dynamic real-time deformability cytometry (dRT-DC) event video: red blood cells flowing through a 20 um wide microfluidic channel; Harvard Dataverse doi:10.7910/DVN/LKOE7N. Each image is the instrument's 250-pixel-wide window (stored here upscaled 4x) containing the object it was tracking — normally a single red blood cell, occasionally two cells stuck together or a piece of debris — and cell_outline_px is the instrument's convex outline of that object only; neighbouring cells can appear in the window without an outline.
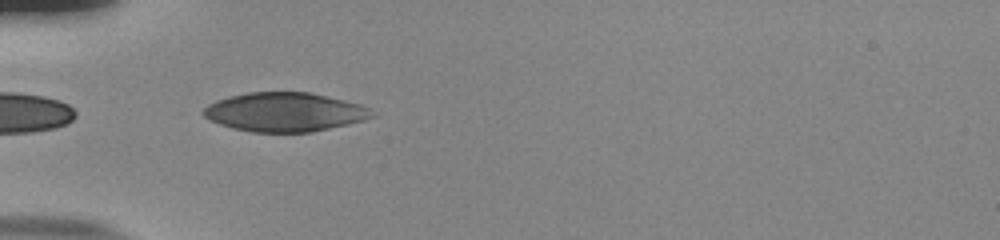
{"species": "human", "species_latin": "Homo sapiens", "temperature_condition": "room temperature", "stored_images_in_passage": 37, "camera_frame_rate_fps": 3000, "um_per_image_px": 0.085, "donor": {"sex": "male"}, "frame": {"image": 1, "passage_image": 1, "time_ms": 0.0, "image_size_px": [1000, 240], "cell_outline_px": [[376, 116], [364, 120], [348, 124], [312, 132], [252, 132], [232, 128], [220, 124], [196, 112], [208, 104], [216, 100], [228, 96], [248, 92], [308, 92], [344, 100], [360, 104], [368, 108]], "centroid_in_image_um": [24.14, 9.52], "position_along_channel_um": 60.9, "area_um2": 38.44}}
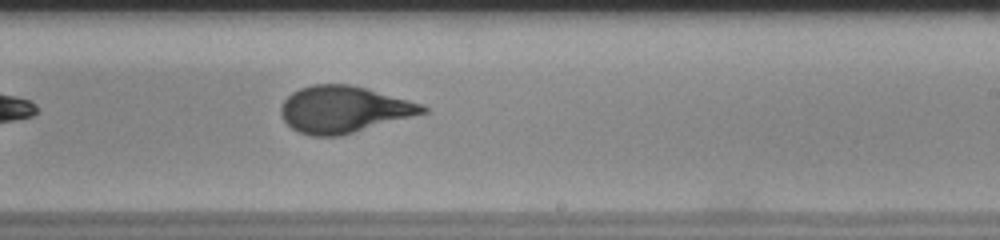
{"frame": {"image": 2, "passage_image": 17, "time_ms": 5.333, "image_size_px": [1000, 240], "cell_outline_px": [[428, 112], [340, 136], [312, 136], [300, 132], [292, 128], [280, 116], [280, 108], [284, 100], [292, 92], [300, 88], [312, 84], [348, 84], [364, 88], [424, 104], [428, 108]], "centroid_in_image_um": [29.2, 9.3], "position_along_channel_um": 259.8, "area_um2": 38.38}}
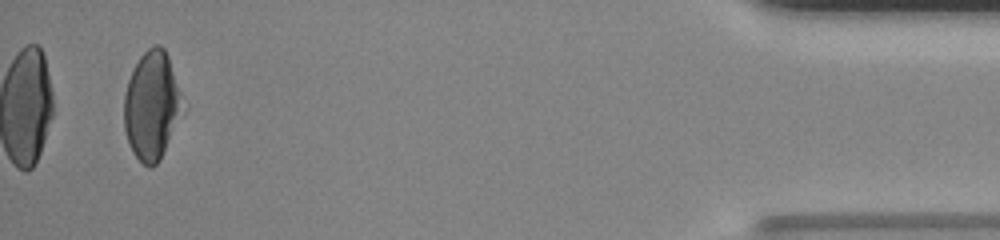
{"frame": {"image": 3, "passage_image": 35, "time_ms": 11.333, "image_size_px": [1000, 240], "cell_outline_px": [[188, 108], [160, 160], [152, 168], [148, 168], [132, 152], [124, 128], [124, 96], [128, 80], [140, 56], [148, 48], [156, 44], [160, 44], [164, 48], [168, 56]], "centroid_in_image_um": [12.97, 9.0], "position_along_channel_um": 422.2, "area_um2": 37.97}, "authors_computed_cell_mechanics": {"area_um2": 38.2058, "velocity_mm_per_s": 3.8517, "shape_relaxation_time_tau1_ms": 5.3187, "shape_relaxation_time_tau2_ms": null, "deformation_change_tau1": 0.1671, "deformation_change_tau2": null}}